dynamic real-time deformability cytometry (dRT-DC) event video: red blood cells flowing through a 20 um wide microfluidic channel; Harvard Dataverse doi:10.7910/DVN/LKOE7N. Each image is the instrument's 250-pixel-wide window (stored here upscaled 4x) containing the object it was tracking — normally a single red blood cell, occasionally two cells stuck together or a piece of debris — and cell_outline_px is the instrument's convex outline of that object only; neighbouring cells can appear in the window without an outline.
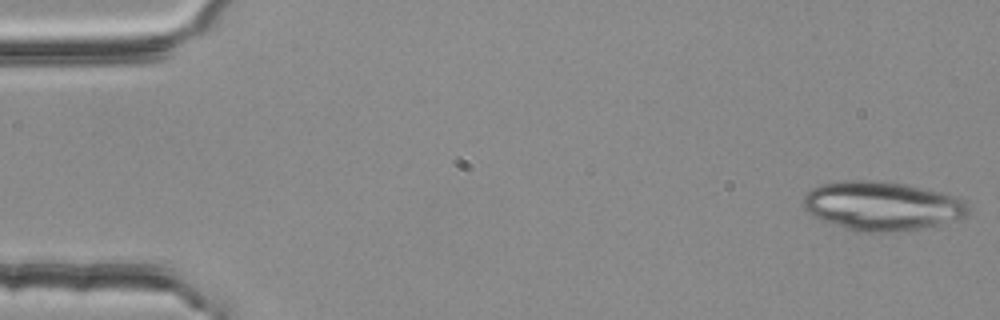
{"species": "common noctule bat (a hibernating species)", "species_latin": "Nyctalus noctula", "temperature_condition": "room temperature", "stored_images_in_passage": 5, "camera_frame_rate_fps": 3000, "um_per_image_px": 0.085, "animal": {"sex": "female", "body_mass_g": 25.1}, "frame": {"image": 1, "passage_image": 5, "time_ms": 1.333, "image_size_px": [1000, 320], "cell_outline_px": [[972, 208], [964, 216], [940, 224], [892, 232], [856, 232], [824, 220], [808, 212], [800, 204], [804, 196], [812, 188], [820, 184], [844, 180], [864, 180], [904, 184], [940, 192], [956, 196], [964, 200]], "centroid_in_image_um": [74.95, 17.49], "position_along_channel_um": 10.1, "area_um2": 46.7}}